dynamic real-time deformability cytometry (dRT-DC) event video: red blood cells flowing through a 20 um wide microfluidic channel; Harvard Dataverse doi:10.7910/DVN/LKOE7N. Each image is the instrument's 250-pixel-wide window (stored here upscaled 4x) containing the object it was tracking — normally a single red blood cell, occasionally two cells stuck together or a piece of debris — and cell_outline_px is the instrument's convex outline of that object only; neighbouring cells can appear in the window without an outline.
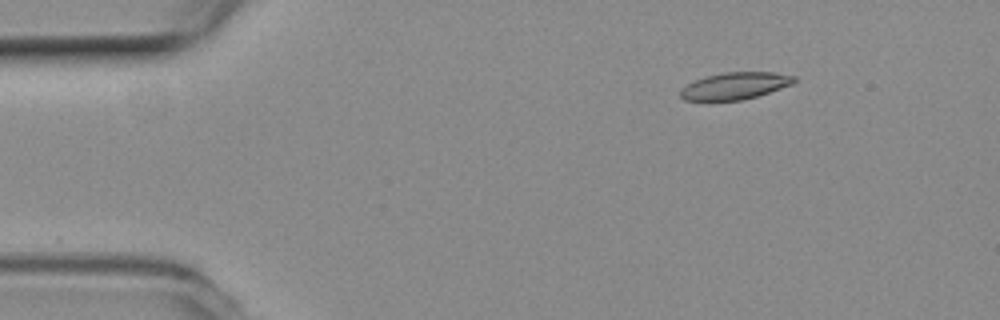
{"species": "common noctule bat (a hibernating species)", "species_latin": "Nyctalus noctula", "temperature_condition": "room temperature", "stored_images_in_passage": 55, "camera_frame_rate_fps": 3000, "um_per_image_px": 0.085, "animal": {"sex": "female", "body_mass_g": 19.3, "forearm_length_mm": 54.1}, "frame": {"image": 1, "passage_image": 8, "time_ms": 2.333, "image_size_px": [1000, 320], "cell_outline_px": [[796, 80], [792, 84], [756, 96], [740, 100], [684, 100], [680, 96], [680, 88], [704, 76], [724, 72], [776, 72], [796, 76]], "centroid_in_image_um": [62.47, 7.28], "position_along_channel_um": 22.5, "area_um2": 17.74}}
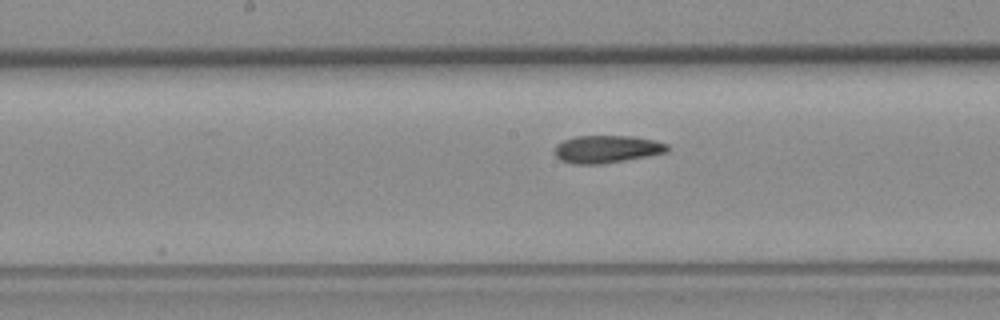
{"frame": {"image": 2, "passage_image": 28, "time_ms": 9.0, "image_size_px": [1000, 320], "cell_outline_px": [[668, 152], [648, 156], [600, 164], [576, 164], [560, 160], [556, 156], [556, 144], [564, 140], [576, 136], [632, 136], [656, 140], [668, 144]], "centroid_in_image_um": [51.61, 12.67], "position_along_channel_um": 196.6, "area_um2": 18.03}}
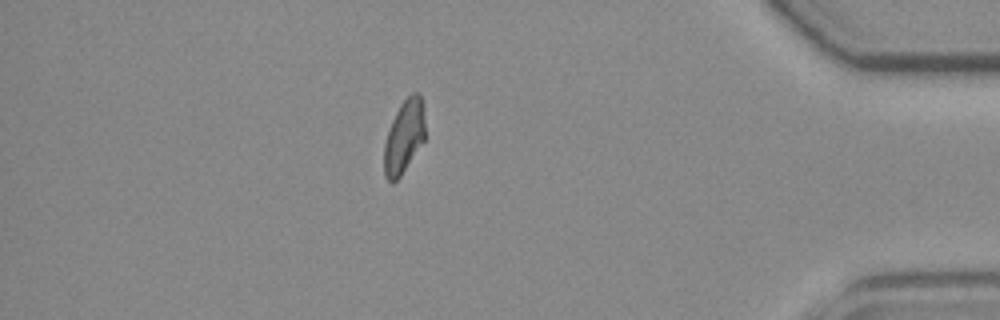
{"frame": {"image": 3, "passage_image": 48, "time_ms": 15.667, "image_size_px": [1000, 320], "cell_outline_px": [[424, 140], [400, 176], [392, 184], [384, 176], [384, 144], [392, 120], [400, 104], [412, 92], [420, 92], [424, 120]], "centroid_in_image_um": [34.33, 11.62], "position_along_channel_um": 400.9, "area_um2": 17.22}, "authors_computed_cell_mechanics": {"area_um2": 18.3804, "velocity_mm_per_s": 3.7346, "shape_relaxation_time_tau1_ms": null, "shape_relaxation_time_tau2_ms": 3.671, "deformation_change_tau1": null, "deformation_change_tau2": 0.1044}}